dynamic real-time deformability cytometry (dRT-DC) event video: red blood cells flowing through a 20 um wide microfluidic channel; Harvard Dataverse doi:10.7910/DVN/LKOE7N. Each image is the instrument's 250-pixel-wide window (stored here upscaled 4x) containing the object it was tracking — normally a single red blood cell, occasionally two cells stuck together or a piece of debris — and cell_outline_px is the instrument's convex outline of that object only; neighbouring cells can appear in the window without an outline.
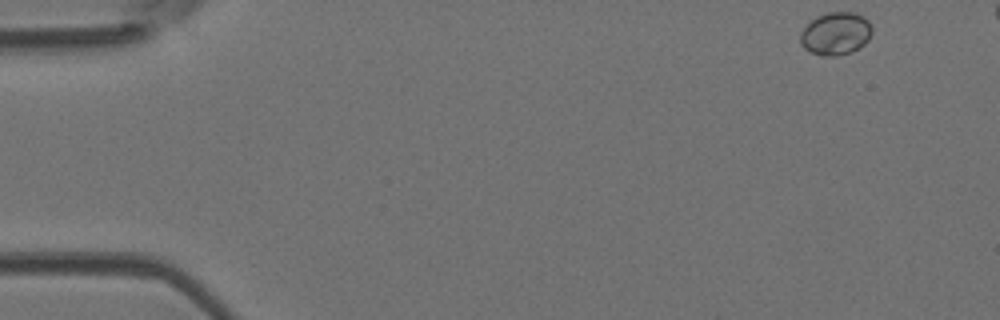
{"species": "Egyptian fruit bat (a non-hibernating species)", "species_latin": "Rousettus aegyptiacus", "temperature_condition": "room temperature", "stored_images_in_passage": 46, "camera_frame_rate_fps": 3000, "um_per_image_px": 0.085, "animal": {"sex": "female"}, "frame": {"image": 1, "passage_image": 1, "time_ms": 0.0, "image_size_px": [1000, 320], "cell_outline_px": [[872, 32], [868, 40], [864, 44], [852, 52], [836, 56], [824, 56], [812, 52], [804, 48], [800, 44], [800, 32], [816, 16], [828, 12], [852, 12], [864, 16], [868, 20], [872, 28]], "centroid_in_image_um": [71.04, 2.85], "position_along_channel_um": 14.0, "area_um2": 17.92}}
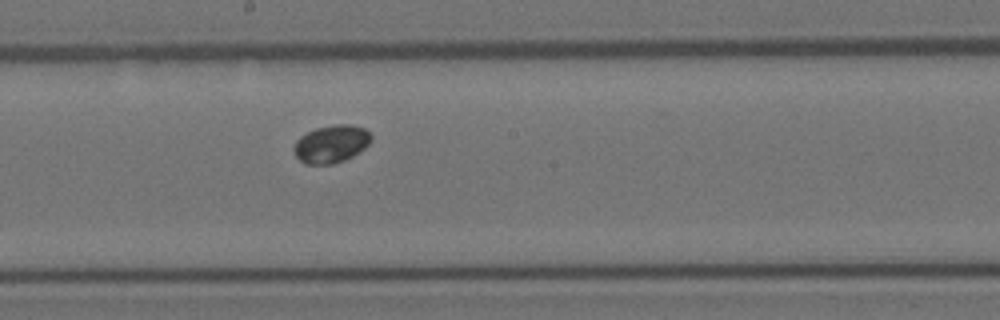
{"frame": {"image": 2, "passage_image": 26, "time_ms": 8.333, "image_size_px": [1000, 320], "cell_outline_px": [[372, 140], [364, 148], [352, 156], [344, 160], [332, 164], [304, 164], [292, 152], [292, 148], [296, 140], [300, 136], [316, 128], [336, 124], [352, 124], [364, 128], [372, 132]], "centroid_in_image_um": [28.15, 12.22], "position_along_channel_um": 220.0, "area_um2": 17.17}}
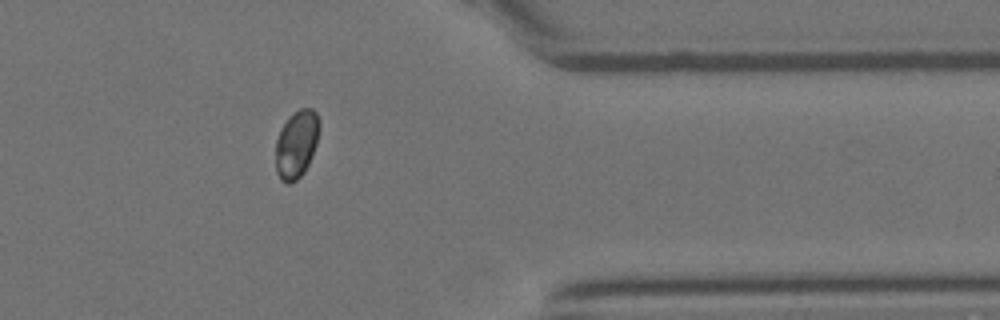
{"frame": {"image": 3, "passage_image": 40, "time_ms": 13.0, "image_size_px": [1000, 320], "cell_outline_px": [[320, 128], [316, 144], [312, 156], [304, 172], [292, 184], [288, 184], [280, 180], [276, 172], [276, 140], [280, 128], [300, 108], [312, 108], [316, 112], [320, 120]], "centroid_in_image_um": [25.21, 12.28], "position_along_channel_um": 386.2, "area_um2": 17.28}}